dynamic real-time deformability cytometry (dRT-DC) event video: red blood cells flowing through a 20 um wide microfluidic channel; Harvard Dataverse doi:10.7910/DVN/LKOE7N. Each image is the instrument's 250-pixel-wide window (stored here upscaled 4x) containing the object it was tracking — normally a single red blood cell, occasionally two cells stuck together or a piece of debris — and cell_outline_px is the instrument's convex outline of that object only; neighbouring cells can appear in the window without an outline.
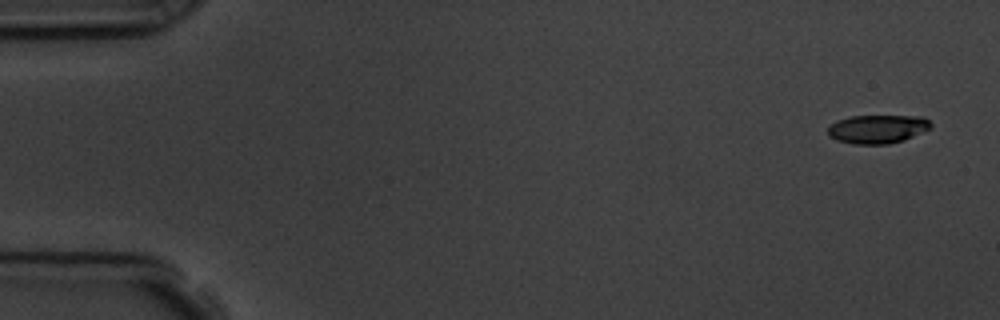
{"species": "common noctule bat (a hibernating species)", "species_latin": "Nyctalus noctula", "temperature_condition": "room temperature", "stored_images_in_passage": 5, "camera_frame_rate_fps": 3000, "um_per_image_px": 0.085, "animal": {"sex": "male", "body_mass_g": 19.5, "forearm_length_mm": 54.6}, "frame": {"image": 1, "passage_image": 1, "time_ms": 0.0, "image_size_px": [1000, 320], "cell_outline_px": [[932, 128], [904, 140], [888, 144], [852, 144], [836, 140], [828, 136], [828, 128], [836, 120], [852, 116], [924, 116], [932, 124]], "centroid_in_image_um": [74.6, 10.97], "position_along_channel_um": 10.4, "area_um2": 17.28}}
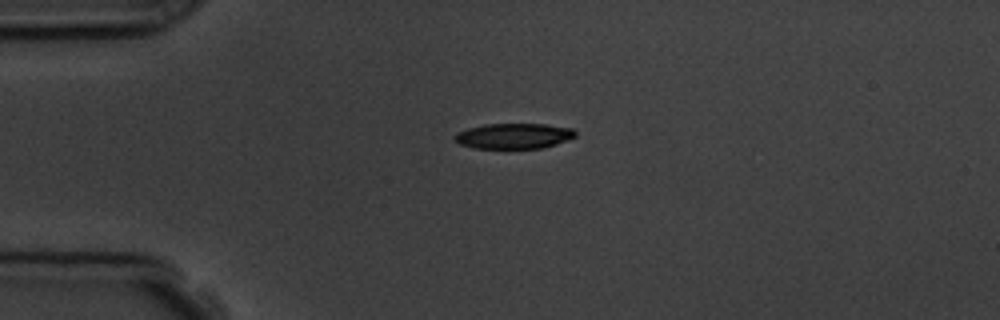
{"frame": {"image": 2, "passage_image": 4, "time_ms": 3.667, "image_size_px": [1000, 320], "cell_outline_px": [[576, 136], [556, 144], [540, 148], [476, 148], [460, 144], [452, 136], [456, 132], [468, 128], [484, 124], [544, 124], [572, 128], [576, 132]], "centroid_in_image_um": [43.65, 11.55], "position_along_channel_um": 41.3, "area_um2": 17.8}}